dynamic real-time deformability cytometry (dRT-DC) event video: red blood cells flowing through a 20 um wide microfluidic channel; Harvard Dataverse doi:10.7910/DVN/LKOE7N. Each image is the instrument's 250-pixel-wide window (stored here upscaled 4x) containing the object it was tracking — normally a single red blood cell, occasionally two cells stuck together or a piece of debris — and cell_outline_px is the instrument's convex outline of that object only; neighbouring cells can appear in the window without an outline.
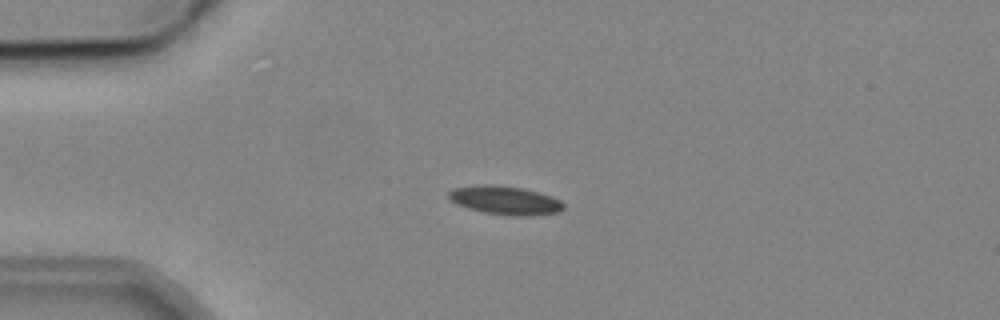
{"species": "common noctule bat (a hibernating species)", "species_latin": "Nyctalus noctula", "temperature_condition": "cold", "stored_images_in_passage": 3, "camera_frame_rate_fps": 3000, "um_per_image_px": 0.085, "animal": {"sex": "male", "body_mass_g": 19.2, "forearm_length_mm": 51.8}, "frame": {"image": 1, "passage_image": 2, "time_ms": 1.333, "image_size_px": [1000, 320], "cell_outline_px": [[564, 208], [556, 212], [524, 216], [516, 216], [484, 212], [468, 208], [456, 204], [448, 200], [448, 192], [452, 188], [480, 184], [496, 184], [524, 188], [552, 196], [560, 200], [564, 204]], "centroid_in_image_um": [42.88, 17.0], "position_along_channel_um": 42.1, "area_um2": 19.25}}